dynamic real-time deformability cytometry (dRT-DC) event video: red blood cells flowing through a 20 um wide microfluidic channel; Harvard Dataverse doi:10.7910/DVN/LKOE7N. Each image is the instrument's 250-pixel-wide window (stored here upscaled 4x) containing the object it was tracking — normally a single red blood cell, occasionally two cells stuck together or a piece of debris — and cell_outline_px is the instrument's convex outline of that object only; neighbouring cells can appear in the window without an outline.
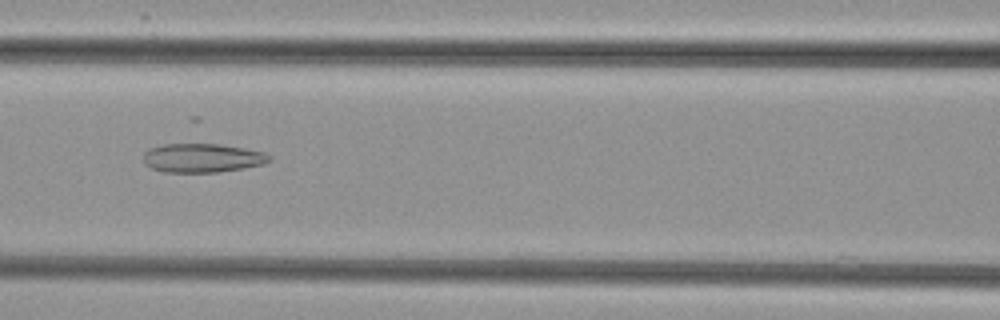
{"species": "common noctule bat (a hibernating species)", "species_latin": "Nyctalus noctula", "temperature_condition": "cold", "stored_images_in_passage": 47, "camera_frame_rate_fps": 3000, "um_per_image_px": 0.085, "animal": {"sex": "female", "body_mass_g": 29.2, "forearm_length_mm": 56.3}, "frame": {"image": 1, "passage_image": 18, "time_ms": 5.667, "image_size_px": [1000, 320], "cell_outline_px": [[272, 160], [264, 164], [244, 168], [216, 172], [164, 172], [152, 168], [144, 164], [144, 152], [148, 148], [164, 144], [220, 144], [244, 148], [264, 152], [272, 156]], "centroid_in_image_um": [17.21, 13.42], "position_along_channel_um": 149.4, "area_um2": 21.33}}
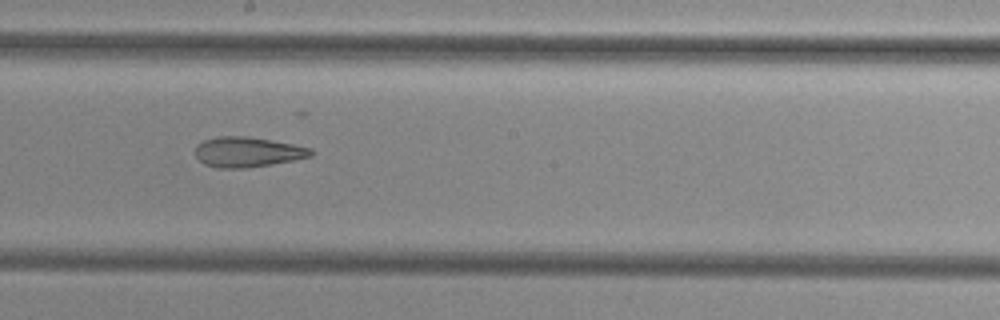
{"frame": {"image": 2, "passage_image": 24, "time_ms": 7.667, "image_size_px": [1000, 320], "cell_outline_px": [[312, 156], [272, 164], [248, 168], [216, 168], [204, 164], [196, 156], [196, 144], [204, 140], [216, 136], [248, 136], [292, 144], [312, 148]], "centroid_in_image_um": [21.01, 12.92], "position_along_channel_um": 227.2, "area_um2": 20.29}}
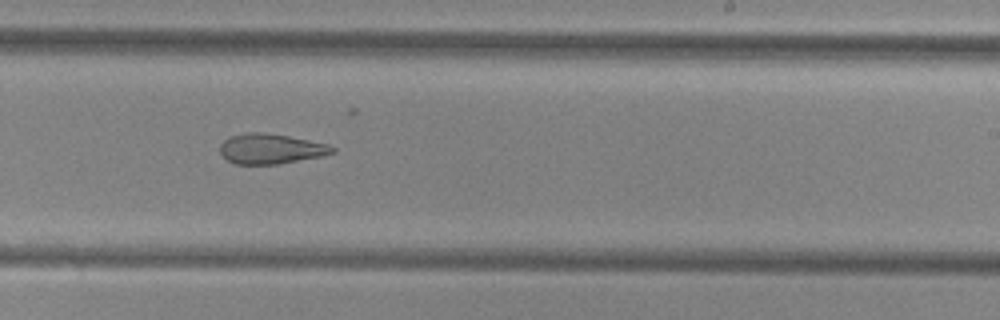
{"frame": {"image": 3, "passage_image": 27, "time_ms": 8.667, "image_size_px": [1000, 320], "cell_outline_px": [[336, 152], [324, 156], [280, 164], [236, 164], [228, 160], [220, 152], [220, 144], [228, 136], [248, 132], [260, 132], [288, 136], [328, 144], [336, 148]], "centroid_in_image_um": [23.04, 12.65], "position_along_channel_um": 266.0, "area_um2": 19.83}}